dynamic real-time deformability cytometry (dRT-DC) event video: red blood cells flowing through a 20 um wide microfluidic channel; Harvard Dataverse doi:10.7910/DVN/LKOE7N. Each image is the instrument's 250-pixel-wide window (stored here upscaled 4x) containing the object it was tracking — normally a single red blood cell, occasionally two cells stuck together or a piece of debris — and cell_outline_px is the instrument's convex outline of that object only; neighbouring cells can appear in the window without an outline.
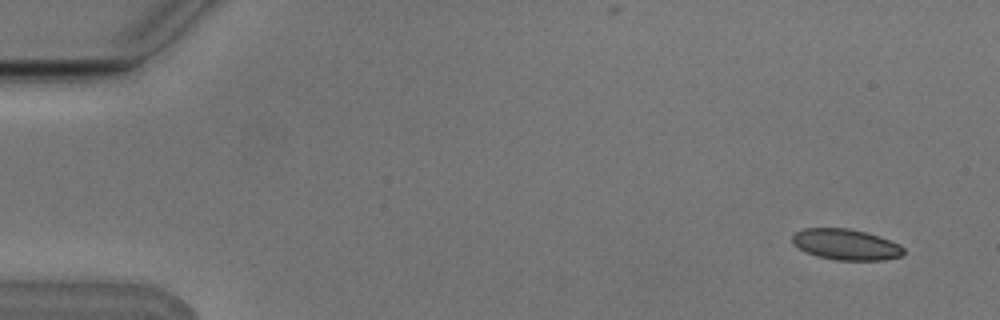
{"species": "Egyptian fruit bat (a non-hibernating species)", "species_latin": "Rousettus aegyptiacus", "temperature_condition": "cold", "stored_images_in_passage": 6, "camera_frame_rate_fps": 3000, "um_per_image_px": 0.085, "animal": {"sex": "male"}, "frame": {"image": 1, "passage_image": 1, "time_ms": 0.0, "image_size_px": [1000, 320], "cell_outline_px": [[904, 252], [900, 256], [884, 260], [836, 260], [816, 256], [792, 244], [792, 236], [796, 232], [804, 228], [848, 228], [880, 236], [900, 244], [904, 248]], "centroid_in_image_um": [71.91, 20.78], "position_along_channel_um": 13.1, "area_um2": 20.0}}
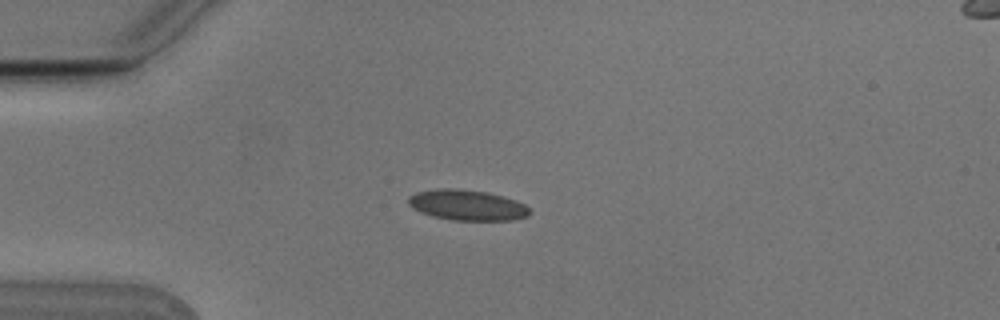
{"frame": {"image": 2, "passage_image": 4, "time_ms": 1.0, "image_size_px": [1000, 320], "cell_outline_px": [[532, 212], [528, 216], [512, 220], [452, 220], [432, 216], [420, 212], [412, 208], [408, 204], [408, 196], [416, 192], [436, 188], [452, 188], [484, 192], [516, 200], [524, 204]], "centroid_in_image_um": [39.67, 17.44], "position_along_channel_um": 45.3, "area_um2": 21.56}}